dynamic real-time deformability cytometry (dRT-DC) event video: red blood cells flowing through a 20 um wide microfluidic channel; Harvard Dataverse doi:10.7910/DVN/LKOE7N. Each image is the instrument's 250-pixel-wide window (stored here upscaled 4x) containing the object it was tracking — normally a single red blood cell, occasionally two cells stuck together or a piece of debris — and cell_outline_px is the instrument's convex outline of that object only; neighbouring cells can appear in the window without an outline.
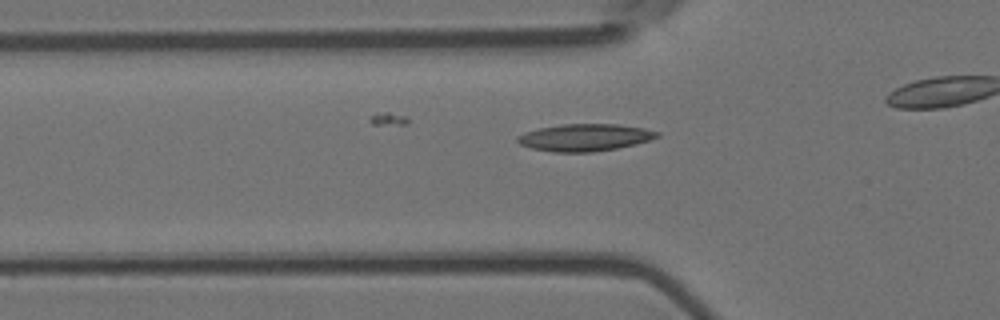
{"species": "Egyptian fruit bat (a non-hibernating species)", "species_latin": "Rousettus aegyptiacus", "temperature_condition": "room temperature", "stored_images_in_passage": 44, "camera_frame_rate_fps": 3000, "um_per_image_px": 0.085, "animal": {"sex": "female"}, "frame": {"image": 1, "passage_image": 18, "time_ms": 5.667, "image_size_px": [1000, 320], "cell_outline_px": [[660, 136], [636, 144], [616, 148], [592, 152], [552, 152], [532, 148], [520, 144], [516, 140], [516, 136], [524, 132], [540, 128], [560, 124], [616, 124], [644, 128], [660, 132]], "centroid_in_image_um": [49.69, 11.68], "position_along_channel_um": 76.1, "area_um2": 22.08}}
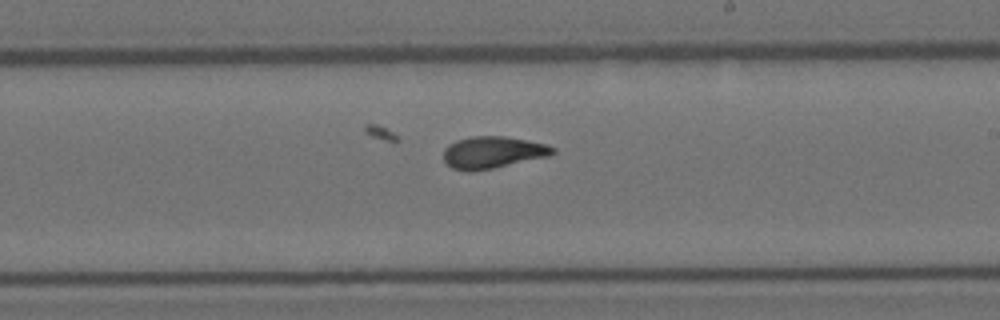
{"frame": {"image": 2, "passage_image": 32, "time_ms": 10.333, "image_size_px": [1000, 320], "cell_outline_px": [[556, 152], [548, 156], [492, 168], [472, 172], [468, 172], [452, 168], [444, 160], [444, 148], [448, 144], [456, 140], [472, 136], [504, 136], [544, 144], [556, 148]], "centroid_in_image_um": [41.84, 12.95], "position_along_channel_um": 247.2, "area_um2": 20.17}}
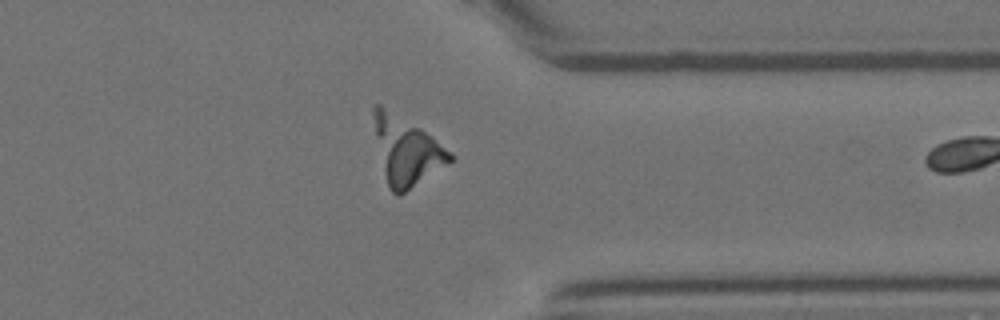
{"frame": {"image": 3, "passage_image": 43, "time_ms": 14.0, "image_size_px": [1000, 320], "cell_outline_px": [[452, 160], [448, 164], [400, 196], [392, 192], [388, 188], [376, 136], [372, 116], [372, 104], [380, 104], [420, 128], [452, 152]], "centroid_in_image_um": [34.54, 12.82], "position_along_channel_um": 376.9, "area_um2": 29.59}}